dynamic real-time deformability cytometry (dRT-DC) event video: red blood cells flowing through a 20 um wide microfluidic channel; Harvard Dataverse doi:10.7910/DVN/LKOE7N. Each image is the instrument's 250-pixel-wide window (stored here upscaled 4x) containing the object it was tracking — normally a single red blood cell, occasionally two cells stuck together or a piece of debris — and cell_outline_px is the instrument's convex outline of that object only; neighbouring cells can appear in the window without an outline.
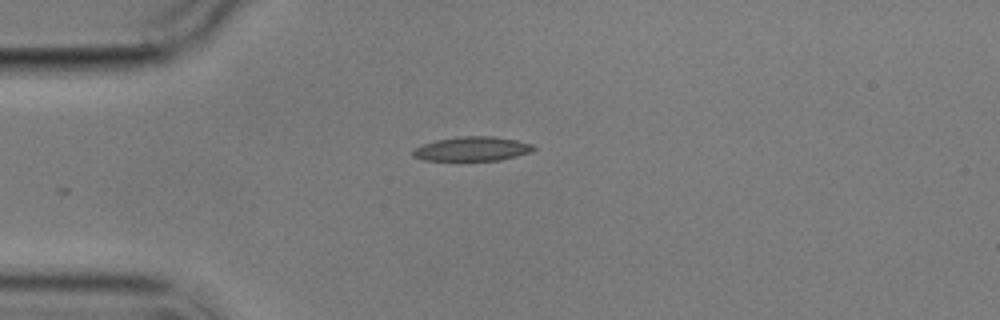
{"species": "common noctule bat (a hibernating species)", "species_latin": "Nyctalus noctula", "temperature_condition": "cold", "stored_images_in_passage": 3, "camera_frame_rate_fps": 3000, "um_per_image_px": 0.085, "animal": {"sex": "male", "body_mass_g": 17.9}, "frame": {"image": 1, "passage_image": 3, "time_ms": 2.333, "image_size_px": [1000, 320], "cell_outline_px": [[536, 148], [532, 152], [500, 160], [424, 160], [412, 156], [412, 152], [416, 148], [424, 144], [436, 140], [460, 136], [492, 136], [516, 140], [532, 144]], "centroid_in_image_um": [40.16, 12.65], "position_along_channel_um": 44.8, "area_um2": 16.94}}